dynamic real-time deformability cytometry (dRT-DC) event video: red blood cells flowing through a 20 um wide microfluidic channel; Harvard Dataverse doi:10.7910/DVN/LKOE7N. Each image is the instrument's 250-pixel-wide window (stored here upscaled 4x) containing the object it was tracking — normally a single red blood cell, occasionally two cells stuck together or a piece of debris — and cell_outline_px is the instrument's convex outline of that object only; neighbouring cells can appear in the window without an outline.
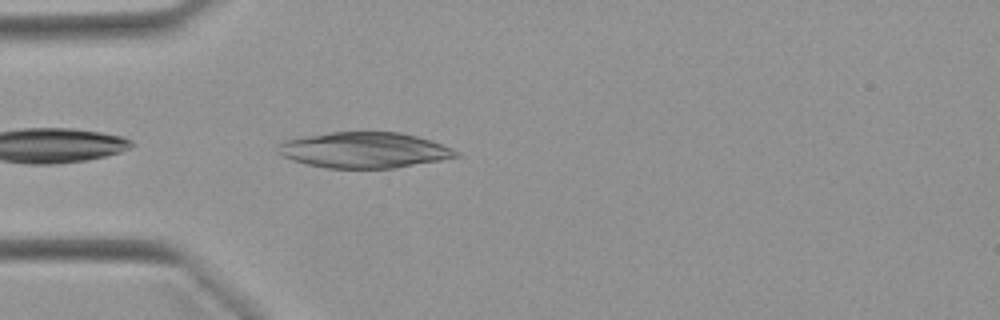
{"species": "Egyptian fruit bat (a non-hibernating species)", "species_latin": "Rousettus aegyptiacus", "temperature_condition": "warm", "stored_images_in_passage": 22, "camera_frame_rate_fps": 3000, "um_per_image_px": 0.085, "animal": {"sex": "female"}, "frame": {"image": 1, "passage_image": 2, "time_ms": 0.333, "image_size_px": [1000, 320], "cell_outline_px": [[464, 156], [392, 168], [328, 168], [308, 164], [292, 160], [276, 152], [280, 144], [284, 140], [332, 132], [400, 132], [432, 140], [452, 148], [460, 152]], "centroid_in_image_um": [31.01, 12.76], "position_along_channel_um": 54.0, "area_um2": 36.93}}
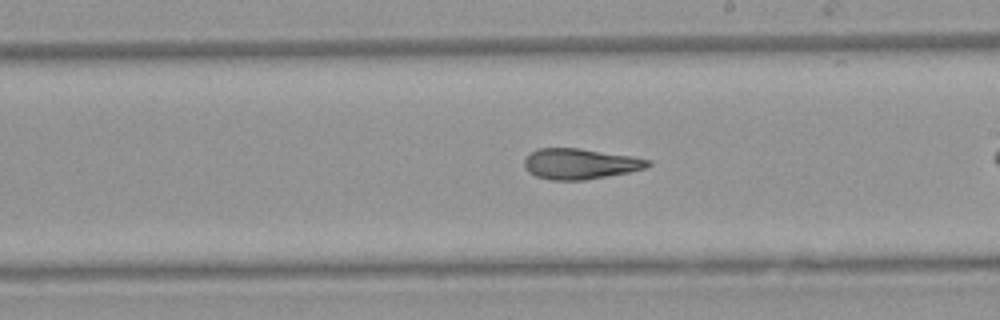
{"frame": {"image": 2, "passage_image": 11, "time_ms": 3.333, "image_size_px": [1000, 320], "cell_outline_px": [[652, 164], [644, 168], [628, 172], [584, 180], [552, 180], [536, 176], [528, 172], [524, 168], [524, 160], [536, 148], [580, 148], [632, 156], [652, 160]], "centroid_in_image_um": [49.3, 13.92], "position_along_channel_um": 239.7, "area_um2": 22.02}}
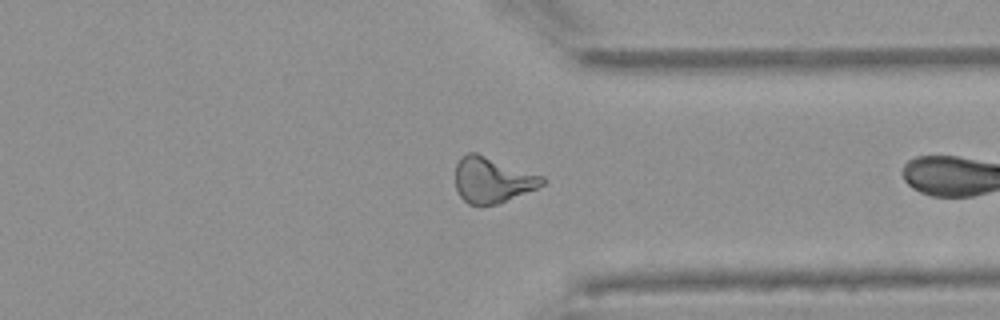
{"frame": {"image": 3, "passage_image": 21, "time_ms": 6.667, "image_size_px": [1000, 320], "cell_outline_px": [[548, 180], [544, 184], [536, 188], [496, 204], [480, 208], [468, 204], [460, 196], [456, 188], [456, 164], [468, 152], [476, 152], [544, 176]], "centroid_in_image_um": [41.85, 15.32], "position_along_channel_um": 369.6, "area_um2": 23.24}}